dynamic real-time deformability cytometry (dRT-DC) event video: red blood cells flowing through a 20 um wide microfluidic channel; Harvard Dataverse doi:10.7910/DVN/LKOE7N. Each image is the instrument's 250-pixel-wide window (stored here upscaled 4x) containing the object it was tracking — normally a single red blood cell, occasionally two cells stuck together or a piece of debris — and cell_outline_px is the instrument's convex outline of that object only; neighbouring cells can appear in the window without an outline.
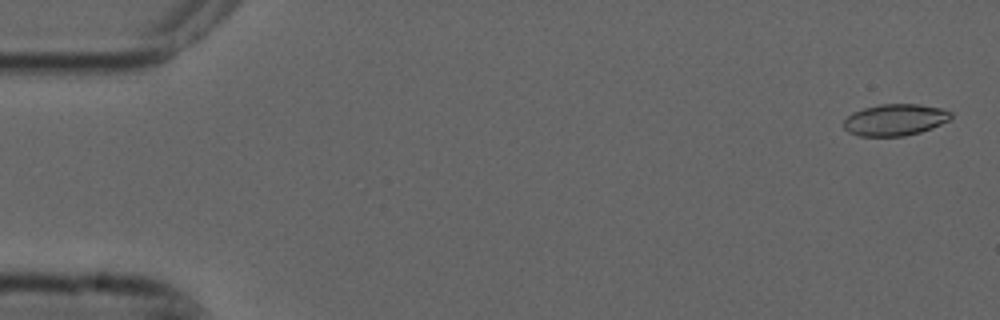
{"species": "common noctule bat (a hibernating species)", "species_latin": "Nyctalus noctula", "temperature_condition": "cold", "stored_images_in_passage": 4, "camera_frame_rate_fps": 3000, "um_per_image_px": 0.085, "animal": {"sex": "male", "forearm_length_mm": 52.5}, "frame": {"image": 1, "passage_image": 1, "time_ms": 0.0, "image_size_px": [1000, 320], "cell_outline_px": [[952, 120], [932, 128], [920, 132], [904, 136], [860, 136], [848, 132], [844, 128], [844, 120], [852, 112], [864, 108], [880, 104], [920, 104], [940, 108], [952, 112]], "centroid_in_image_um": [76.1, 10.18], "position_along_channel_um": 8.9, "area_um2": 19.88}}